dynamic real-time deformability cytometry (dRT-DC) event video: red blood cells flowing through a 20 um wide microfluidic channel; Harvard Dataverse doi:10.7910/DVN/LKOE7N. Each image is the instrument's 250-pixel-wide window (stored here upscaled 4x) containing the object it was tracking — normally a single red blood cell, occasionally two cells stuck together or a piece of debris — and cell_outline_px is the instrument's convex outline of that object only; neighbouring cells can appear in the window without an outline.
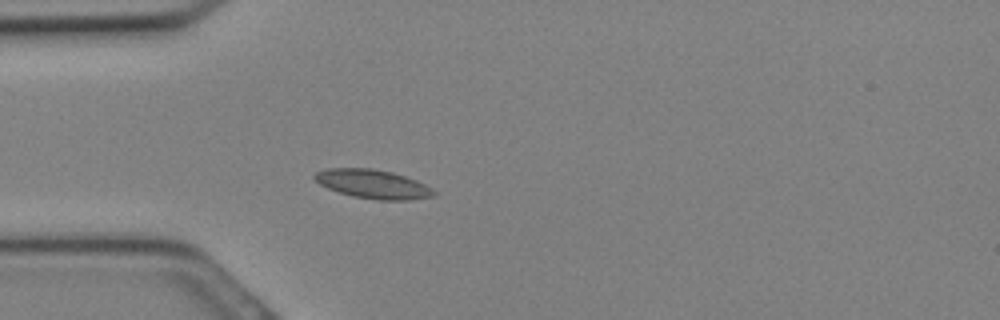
{"species": "Egyptian fruit bat (a non-hibernating species)", "species_latin": "Rousettus aegyptiacus", "temperature_condition": "cold", "stored_images_in_passage": 22, "camera_frame_rate_fps": 3000, "um_per_image_px": 0.085, "animal": {"sex": "female"}, "frame": {"image": 1, "passage_image": 8, "time_ms": 2.333, "image_size_px": [1000, 320], "cell_outline_px": [[436, 196], [408, 200], [376, 200], [352, 196], [328, 188], [320, 184], [312, 176], [316, 172], [328, 168], [372, 168], [392, 172], [416, 180], [432, 188], [436, 192]], "centroid_in_image_um": [31.71, 15.65], "position_along_channel_um": 53.3, "area_um2": 20.06}}
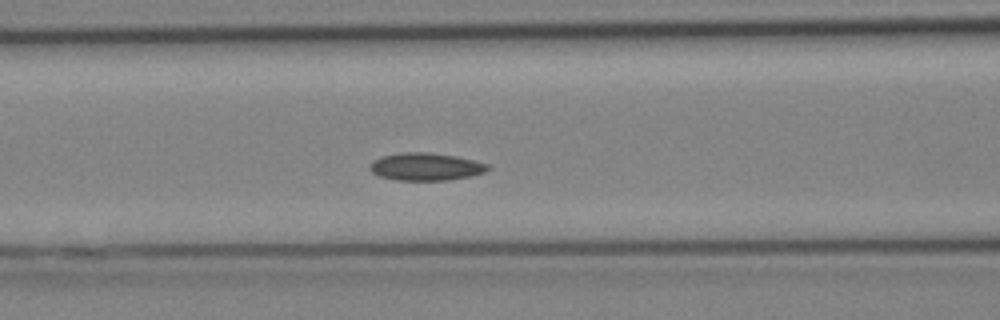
{"frame": {"image": 2, "passage_image": 12, "time_ms": 3.667, "image_size_px": [1000, 320], "cell_outline_px": [[488, 168], [484, 172], [472, 176], [448, 180], [396, 180], [380, 176], [372, 172], [368, 168], [372, 160], [380, 156], [400, 152], [432, 152], [456, 156], [488, 164]], "centroid_in_image_um": [36.14, 14.16], "position_along_channel_um": 130.5, "area_um2": 19.07}}
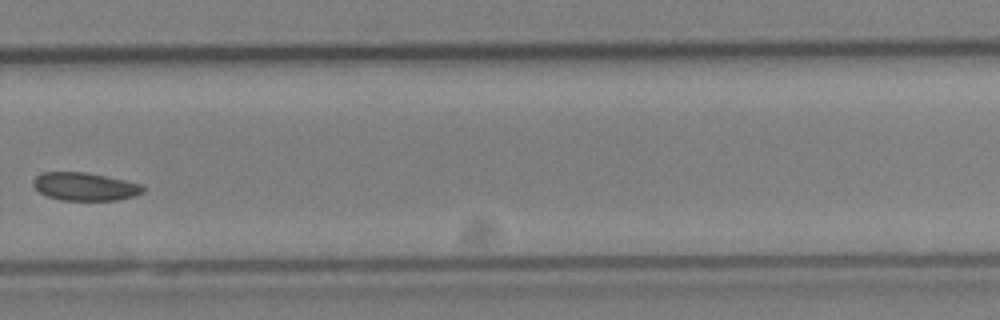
{"frame": {"image": 3, "passage_image": 21, "time_ms": 6.667, "image_size_px": [1000, 320], "cell_outline_px": [[144, 192], [132, 196], [116, 200], [60, 200], [48, 196], [40, 192], [32, 184], [32, 180], [36, 176], [44, 172], [84, 172], [144, 184]], "centroid_in_image_um": [7.21, 15.85], "position_along_channel_um": 322.6, "area_um2": 17.8}}